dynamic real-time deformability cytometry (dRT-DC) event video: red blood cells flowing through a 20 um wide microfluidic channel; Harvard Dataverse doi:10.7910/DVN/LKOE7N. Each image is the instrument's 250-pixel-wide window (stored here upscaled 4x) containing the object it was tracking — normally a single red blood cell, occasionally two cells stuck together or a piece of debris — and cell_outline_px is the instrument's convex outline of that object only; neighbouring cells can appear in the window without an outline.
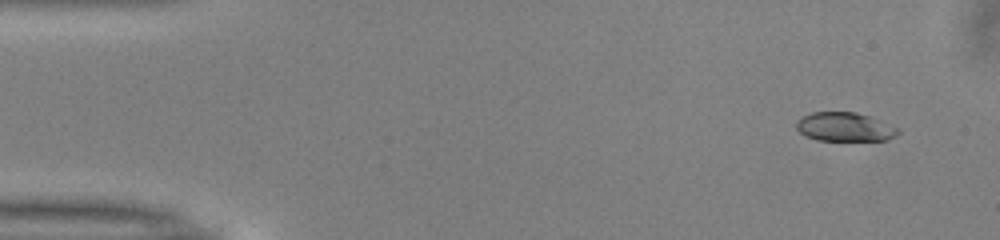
{"species": "common noctule bat (a hibernating species)", "species_latin": "Nyctalus noctula", "temperature_condition": "warm", "stored_images_in_passage": 48, "camera_frame_rate_fps": 3000, "um_per_image_px": 0.085, "animal": {"sex": "male", "body_mass_g": 13.0, "forearm_length_mm": 53.1}, "frame": {"image": 1, "passage_image": 1, "time_ms": 0.0, "image_size_px": [1000, 240], "cell_outline_px": [[900, 132], [896, 136], [888, 140], [816, 140], [800, 132], [796, 128], [796, 120], [812, 112], [856, 112], [868, 116], [900, 128]], "centroid_in_image_um": [71.82, 10.79], "position_along_channel_um": 13.2, "area_um2": 17.05}}
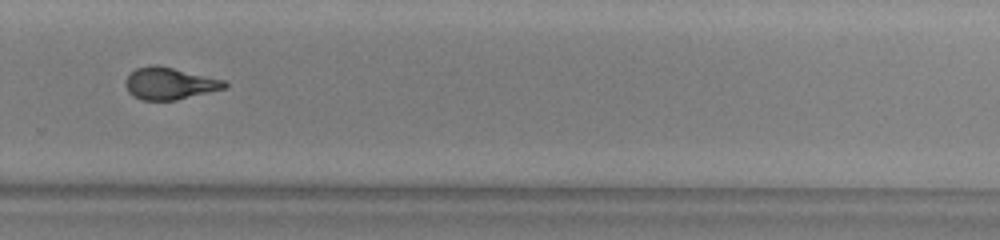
{"frame": {"image": 2, "passage_image": 32, "time_ms": 10.333, "image_size_px": [1000, 240], "cell_outline_px": [[228, 84], [224, 88], [176, 100], [140, 100], [132, 96], [128, 92], [124, 84], [124, 80], [136, 68], [148, 64], [156, 64], [224, 80]], "centroid_in_image_um": [14.34, 7.09], "position_along_channel_um": 315.5, "area_um2": 18.44}}
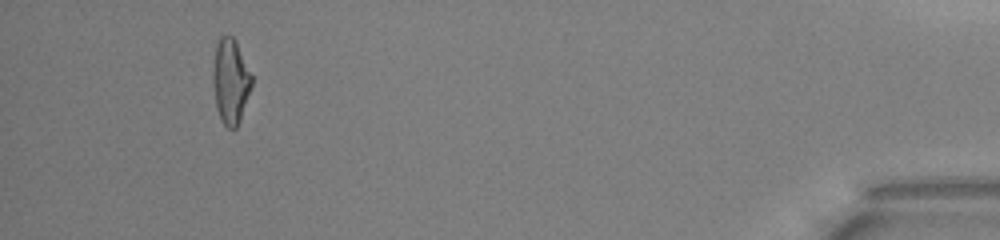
{"frame": {"image": 3, "passage_image": 45, "time_ms": 14.667, "image_size_px": [1000, 240], "cell_outline_px": [[252, 84], [240, 120], [236, 128], [232, 132], [220, 120], [216, 108], [212, 80], [212, 68], [216, 44], [220, 36], [232, 36], [236, 40], [252, 76]], "centroid_in_image_um": [19.57, 6.92], "position_along_channel_um": 415.6, "area_um2": 19.42}, "authors_computed_cell_mechanics": {"area_um2": 18.6983, "velocity_mm_per_s": 4.0177, "shape_relaxation_time_tau1_ms": 4.9653, "shape_relaxation_time_tau2_ms": 1.4217, "deformation_change_tau1": 0.2097, "deformation_change_tau2": 0.0733}}